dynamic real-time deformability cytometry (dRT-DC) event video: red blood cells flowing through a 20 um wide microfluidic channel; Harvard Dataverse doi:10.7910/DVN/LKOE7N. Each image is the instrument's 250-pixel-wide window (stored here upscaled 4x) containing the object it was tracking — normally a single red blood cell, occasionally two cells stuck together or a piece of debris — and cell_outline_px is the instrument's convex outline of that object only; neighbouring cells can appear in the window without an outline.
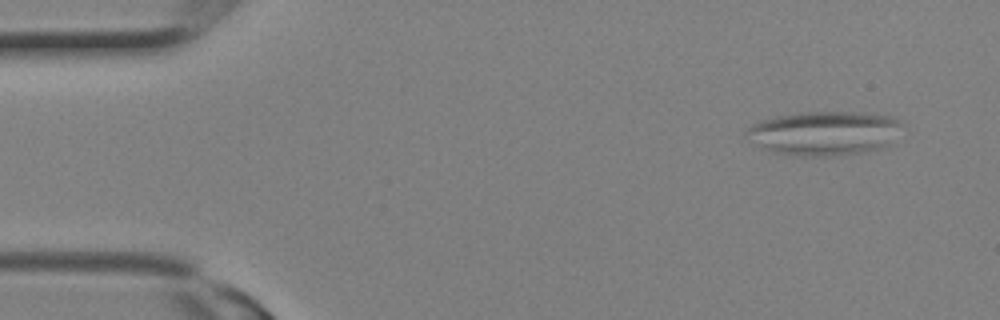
{"species": "Egyptian fruit bat (a non-hibernating species)", "species_latin": "Rousettus aegyptiacus", "temperature_condition": "room temperature", "stored_images_in_passage": 2, "camera_frame_rate_fps": 3000, "um_per_image_px": 0.085, "animal": {"sex": "female"}, "frame": {"image": 1, "passage_image": 1, "time_ms": 0.0, "image_size_px": [1000, 320], "cell_outline_px": [[904, 124], [888, 144], [880, 148], [860, 152], [836, 156], [800, 156], [772, 152], [760, 148], [748, 132], [748, 128], [752, 124], [776, 116], [804, 112], [860, 112], [892, 116], [900, 120]], "centroid_in_image_um": [70.11, 11.31], "position_along_channel_um": 14.9, "area_um2": 39.65}}